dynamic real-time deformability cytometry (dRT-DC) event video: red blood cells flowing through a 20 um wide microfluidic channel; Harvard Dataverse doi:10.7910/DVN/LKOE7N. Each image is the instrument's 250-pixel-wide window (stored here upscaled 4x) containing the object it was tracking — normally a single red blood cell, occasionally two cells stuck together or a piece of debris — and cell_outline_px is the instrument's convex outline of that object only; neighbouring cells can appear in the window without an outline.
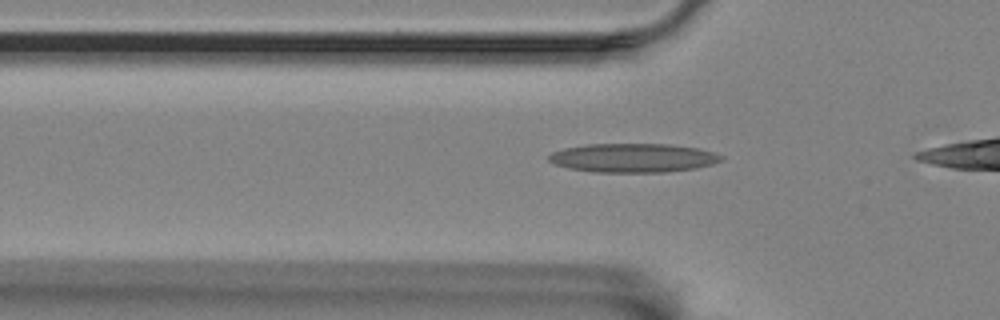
{"species": "Egyptian fruit bat (a non-hibernating species)", "species_latin": "Rousettus aegyptiacus", "temperature_condition": "room temperature", "stored_images_in_passage": 26, "camera_frame_rate_fps": 3000, "um_per_image_px": 0.085, "animal": {"sex": "female"}, "frame": {"image": 1, "passage_image": 10, "time_ms": 3.0, "image_size_px": [1000, 320], "cell_outline_px": [[724, 156], [720, 160], [712, 164], [696, 168], [668, 172], [596, 172], [568, 168], [556, 164], [548, 160], [548, 156], [552, 152], [564, 148], [588, 144], [668, 144], [696, 148], [712, 152]], "centroid_in_image_um": [53.8, 13.42], "position_along_channel_um": 72.0, "area_um2": 28.9}}
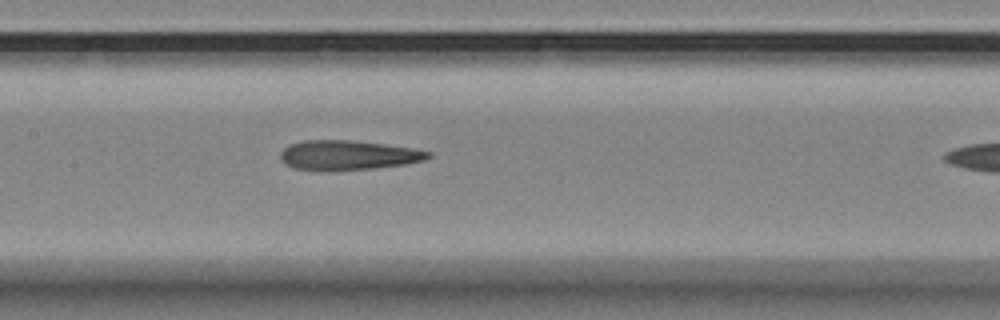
{"frame": {"image": 2, "passage_image": 19, "time_ms": 6.0, "image_size_px": [1000, 320], "cell_outline_px": [[432, 156], [424, 160], [408, 164], [372, 168], [296, 168], [284, 164], [280, 160], [280, 152], [284, 148], [292, 144], [304, 140], [352, 140], [384, 144], [412, 148], [432, 152]], "centroid_in_image_um": [29.63, 13.15], "position_along_channel_um": 177.8, "area_um2": 24.68}}
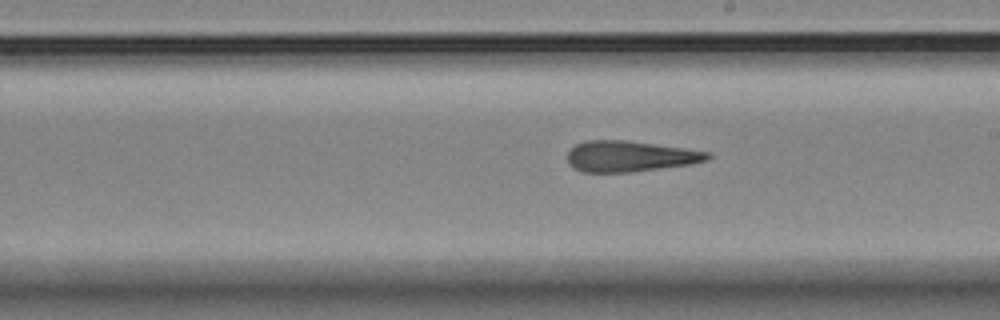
{"frame": {"image": 3, "passage_image": 24, "time_ms": 7.667, "image_size_px": [1000, 320], "cell_outline_px": [[712, 156], [708, 160], [688, 164], [628, 172], [584, 172], [572, 168], [568, 164], [568, 152], [576, 144], [588, 140], [624, 140], [684, 148], [708, 152]], "centroid_in_image_um": [53.49, 13.28], "position_along_channel_um": 235.5, "area_um2": 24.85}}